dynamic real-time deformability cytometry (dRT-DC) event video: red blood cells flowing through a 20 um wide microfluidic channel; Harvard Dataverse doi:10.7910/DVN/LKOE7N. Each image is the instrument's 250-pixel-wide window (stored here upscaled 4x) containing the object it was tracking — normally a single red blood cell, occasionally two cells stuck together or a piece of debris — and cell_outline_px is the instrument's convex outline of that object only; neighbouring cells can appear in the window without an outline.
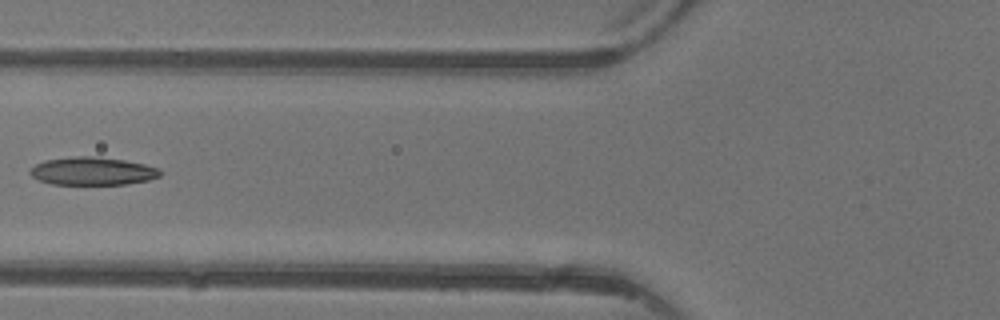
{"species": "common noctule bat (a hibernating species)", "species_latin": "Nyctalus noctula", "temperature_condition": "warm", "stored_images_in_passage": 4, "camera_frame_rate_fps": 3000, "um_per_image_px": 0.085, "animal": {"sex": "female"}, "frame": {"image": 1, "passage_image": 4, "time_ms": 3.667, "image_size_px": [1000, 320], "cell_outline_px": [[160, 176], [148, 180], [124, 184], [52, 184], [40, 180], [32, 176], [28, 172], [36, 164], [44, 160], [72, 156], [92, 156], [124, 160], [144, 164], [160, 168]], "centroid_in_image_um": [7.85, 14.54], "position_along_channel_um": 117.9, "area_um2": 21.1}}